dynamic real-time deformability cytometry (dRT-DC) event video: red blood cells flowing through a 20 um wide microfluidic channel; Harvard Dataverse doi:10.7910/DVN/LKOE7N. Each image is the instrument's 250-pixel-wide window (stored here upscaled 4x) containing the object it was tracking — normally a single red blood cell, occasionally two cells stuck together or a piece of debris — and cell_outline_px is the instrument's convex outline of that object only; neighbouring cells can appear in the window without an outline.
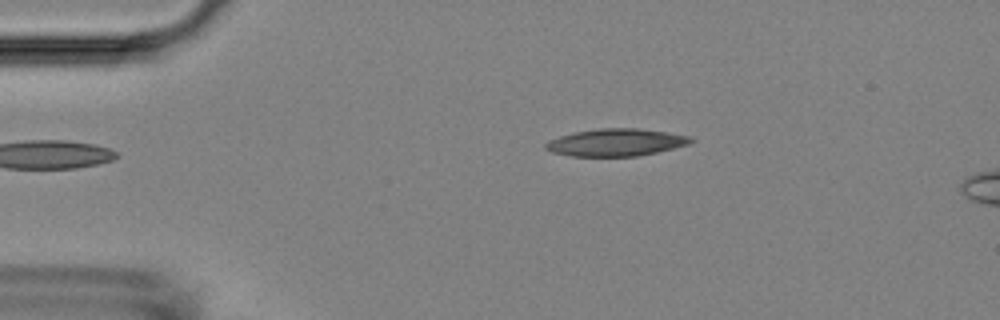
{"species": "Egyptian fruit bat (a non-hibernating species)", "species_latin": "Rousettus aegyptiacus", "temperature_condition": "room temperature", "stored_images_in_passage": 7, "camera_frame_rate_fps": 3000, "um_per_image_px": 0.085, "animal": {"sex": "female"}, "frame": {"image": 1, "passage_image": 1, "time_ms": 0.0, "image_size_px": [1000, 320], "cell_outline_px": [[696, 140], [688, 144], [656, 152], [636, 156], [572, 156], [552, 152], [544, 148], [544, 144], [548, 140], [572, 132], [600, 128], [636, 128], [664, 132], [688, 136]], "centroid_in_image_um": [52.3, 12.1], "position_along_channel_um": 32.7, "area_um2": 22.95}}